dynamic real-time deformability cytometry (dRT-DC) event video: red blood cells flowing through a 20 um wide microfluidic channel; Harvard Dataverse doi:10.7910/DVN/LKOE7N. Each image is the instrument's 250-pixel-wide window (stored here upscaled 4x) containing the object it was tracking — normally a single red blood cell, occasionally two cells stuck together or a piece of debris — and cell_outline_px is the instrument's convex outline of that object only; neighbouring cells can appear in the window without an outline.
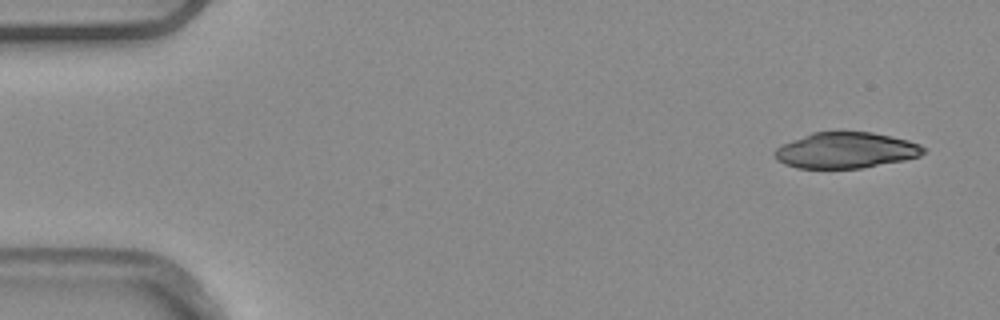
{"species": "common noctule bat (a hibernating species)", "species_latin": "Nyctalus noctula", "temperature_condition": "warm", "stored_images_in_passage": 5, "camera_frame_rate_fps": 3000, "um_per_image_px": 0.085, "animal": {"sex": "male", "body_mass_g": 20.4}, "frame": {"image": 1, "passage_image": 1, "time_ms": 0.0, "image_size_px": [1000, 320], "cell_outline_px": [[928, 152], [920, 156], [904, 160], [860, 168], [796, 168], [784, 164], [776, 160], [772, 152], [776, 148], [792, 140], [812, 132], [872, 132], [892, 136], [908, 140], [920, 144], [928, 148]], "centroid_in_image_um": [71.92, 12.78], "position_along_channel_um": 13.1, "area_um2": 31.33}}